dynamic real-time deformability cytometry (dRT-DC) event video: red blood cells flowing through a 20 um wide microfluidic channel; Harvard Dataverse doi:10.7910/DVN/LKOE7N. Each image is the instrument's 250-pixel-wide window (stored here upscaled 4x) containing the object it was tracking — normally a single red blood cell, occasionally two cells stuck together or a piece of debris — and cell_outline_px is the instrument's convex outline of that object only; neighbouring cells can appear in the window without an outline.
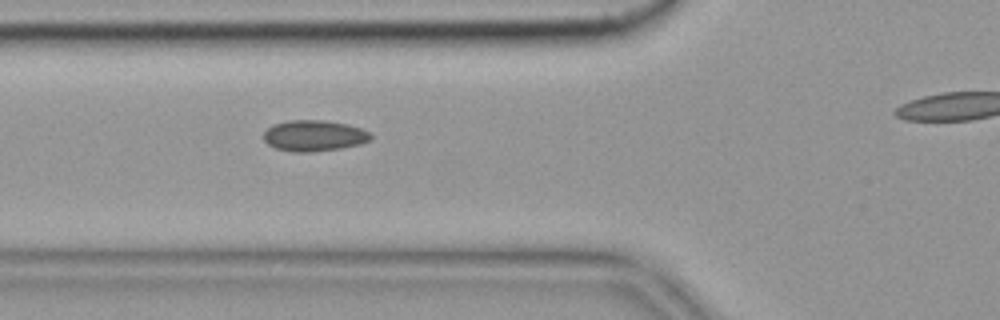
{"species": "common noctule bat (a hibernating species)", "species_latin": "Nyctalus noctula", "temperature_condition": "cold", "stored_images_in_passage": 40, "camera_frame_rate_fps": 3000, "um_per_image_px": 0.085, "animal": {"sex": "female", "body_mass_g": 19.9}, "frame": {"image": 1, "passage_image": 12, "time_ms": 3.667, "image_size_px": [1000, 320], "cell_outline_px": [[372, 136], [368, 140], [360, 144], [340, 148], [308, 152], [292, 152], [276, 148], [268, 144], [264, 140], [264, 132], [272, 124], [288, 120], [324, 120], [348, 124], [360, 128], [368, 132]], "centroid_in_image_um": [26.66, 11.52], "position_along_channel_um": 99.1, "area_um2": 19.25}}